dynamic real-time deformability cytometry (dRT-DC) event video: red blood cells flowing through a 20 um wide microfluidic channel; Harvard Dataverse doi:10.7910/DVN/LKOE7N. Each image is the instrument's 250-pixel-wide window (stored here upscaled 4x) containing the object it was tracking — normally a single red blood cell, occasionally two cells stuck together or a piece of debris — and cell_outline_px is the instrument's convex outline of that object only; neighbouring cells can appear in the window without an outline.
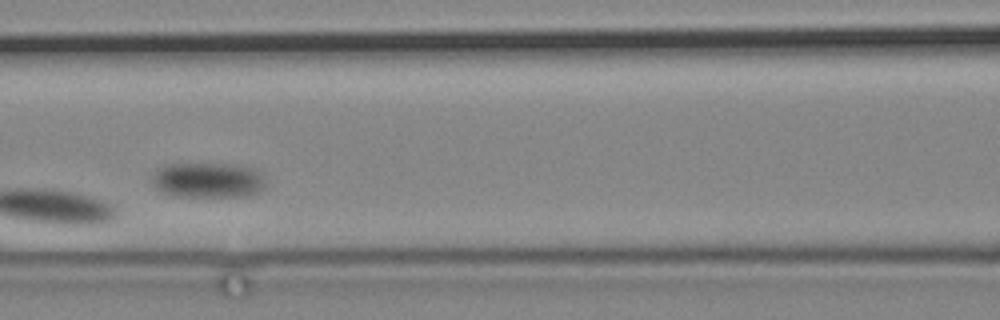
{"species": "common noctule bat (a hibernating species)", "species_latin": "Nyctalus noctula", "temperature_condition": "cold", "stored_images_in_passage": 15, "camera_frame_rate_fps": 3000, "um_per_image_px": 0.085, "animal": {"sex": "male", "body_mass_g": 19.2, "forearm_length_mm": 51.8}, "frame": {"image": 1, "passage_image": 4, "time_ms": 3.333, "image_size_px": [1000, 320], "cell_outline_px": [[264, 188], [260, 192], [248, 196], [176, 196], [160, 192], [156, 188], [152, 180], [152, 176], [156, 168], [164, 164], [240, 164], [256, 168], [264, 172]], "centroid_in_image_um": [17.72, 15.29], "position_along_channel_um": 148.9, "area_um2": 23.87}}
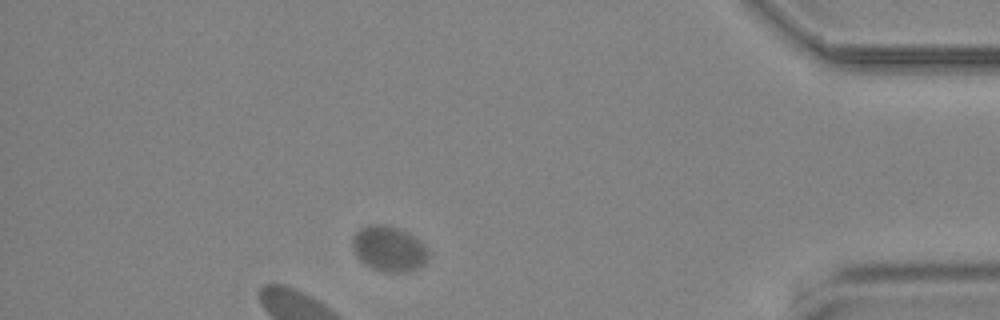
{"frame": {"image": 2, "passage_image": 13, "time_ms": 14.667, "image_size_px": [1000, 320], "cell_outline_px": [[428, 260], [420, 268], [412, 272], [384, 272], [372, 268], [364, 264], [356, 256], [352, 248], [352, 236], [360, 228], [368, 224], [384, 224], [408, 232], [416, 236], [424, 244], [428, 252]], "centroid_in_image_um": [33.06, 21.15], "position_along_channel_um": 402.1, "area_um2": 20.52}}